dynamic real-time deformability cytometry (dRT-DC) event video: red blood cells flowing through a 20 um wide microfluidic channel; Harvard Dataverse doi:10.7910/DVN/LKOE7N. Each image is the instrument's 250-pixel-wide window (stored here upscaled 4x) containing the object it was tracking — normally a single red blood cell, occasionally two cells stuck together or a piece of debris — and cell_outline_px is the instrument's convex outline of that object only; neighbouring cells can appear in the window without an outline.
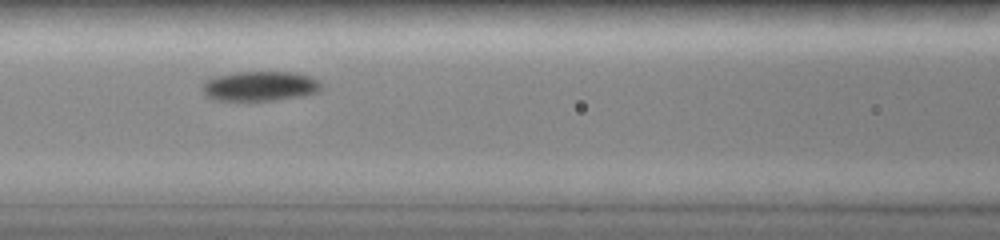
{"species": "common noctule bat (a hibernating species)", "species_latin": "Nyctalus noctula", "temperature_condition": "room temperature", "stored_images_in_passage": 21, "camera_frame_rate_fps": 3000, "um_per_image_px": 0.085, "animal": {"sex": "female", "body_mass_g": 19.0, "forearm_length_mm": 51.5}, "frame": {"image": 1, "passage_image": 10, "time_ms": 4.0, "image_size_px": [1000, 240], "cell_outline_px": [[320, 88], [316, 92], [300, 96], [272, 100], [216, 100], [208, 96], [204, 92], [204, 84], [208, 80], [216, 76], [236, 72], [296, 72], [308, 76], [316, 80], [320, 84]], "centroid_in_image_um": [22.1, 7.31], "position_along_channel_um": 144.5, "area_um2": 20.06}}
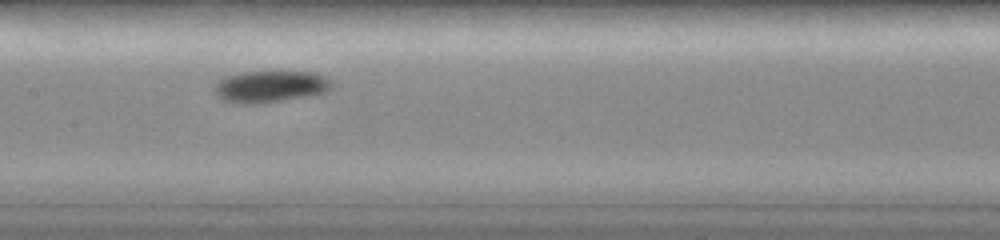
{"frame": {"image": 2, "passage_image": 12, "time_ms": 5.0, "image_size_px": [1000, 240], "cell_outline_px": [[332, 84], [324, 92], [280, 100], [256, 104], [240, 104], [224, 100], [216, 92], [216, 84], [224, 76], [244, 72], [312, 72], [324, 76]], "centroid_in_image_um": [22.92, 7.35], "position_along_channel_um": 184.5, "area_um2": 20.92}}
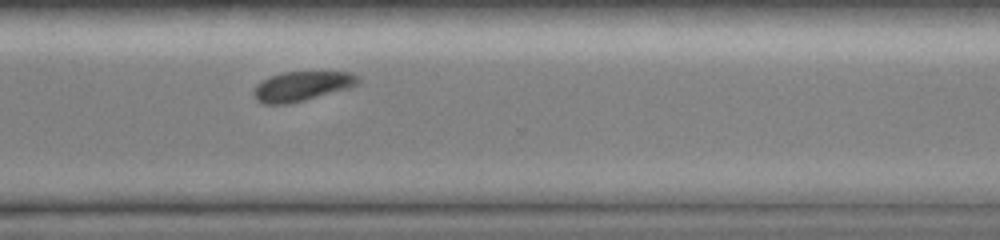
{"frame": {"image": 3, "passage_image": 21, "time_ms": 9.0, "image_size_px": [1000, 240], "cell_outline_px": [[360, 80], [356, 84], [348, 88], [304, 100], [288, 104], [264, 104], [256, 100], [252, 92], [256, 84], [268, 76], [284, 72], [352, 72], [360, 76]], "centroid_in_image_um": [25.62, 7.32], "position_along_channel_um": 345.0, "area_um2": 18.03}}